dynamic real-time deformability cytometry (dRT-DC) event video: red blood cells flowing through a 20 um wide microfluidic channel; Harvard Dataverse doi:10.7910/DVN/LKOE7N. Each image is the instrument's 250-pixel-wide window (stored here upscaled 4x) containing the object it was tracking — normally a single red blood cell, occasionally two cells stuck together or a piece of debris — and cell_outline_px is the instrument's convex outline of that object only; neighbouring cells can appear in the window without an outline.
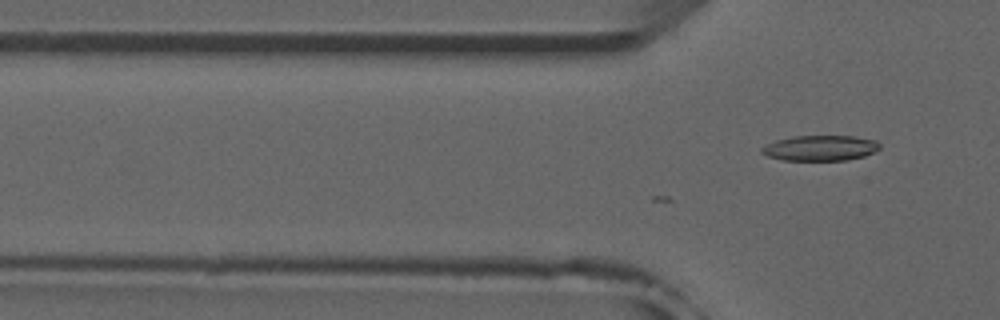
{"species": "common noctule bat (a hibernating species)", "species_latin": "Nyctalus noctula", "temperature_condition": "room temperature", "stored_images_in_passage": 2, "camera_frame_rate_fps": 3000, "um_per_image_px": 0.085, "animal": {"sex": "male", "forearm_length_mm": 52.5}, "frame": {"image": 1, "passage_image": 2, "time_ms": 0.333, "image_size_px": [1000, 320], "cell_outline_px": [[880, 148], [876, 152], [864, 156], [848, 160], [784, 160], [768, 156], [760, 152], [760, 148], [776, 140], [792, 136], [852, 136], [876, 140], [880, 144]], "centroid_in_image_um": [69.75, 12.58], "position_along_channel_um": 56.1, "area_um2": 17.51}}